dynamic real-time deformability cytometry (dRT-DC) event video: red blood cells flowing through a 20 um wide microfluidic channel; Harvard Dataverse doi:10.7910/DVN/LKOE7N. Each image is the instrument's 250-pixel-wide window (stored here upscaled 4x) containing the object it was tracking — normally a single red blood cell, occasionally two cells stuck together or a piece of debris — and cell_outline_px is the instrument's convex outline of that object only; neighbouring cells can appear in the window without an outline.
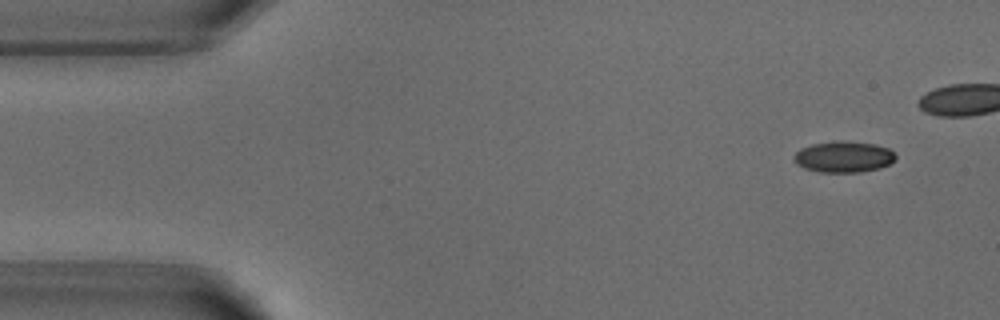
{"species": "common noctule bat (a hibernating species)", "species_latin": "Nyctalus noctula", "temperature_condition": "warm", "stored_images_in_passage": 5, "camera_frame_rate_fps": 3000, "um_per_image_px": 0.085, "animal": {"sex": "male", "body_mass_g": 18.8}, "frame": {"image": 1, "passage_image": 1, "time_ms": 0.0, "image_size_px": [1000, 320], "cell_outline_px": [[896, 156], [888, 164], [880, 168], [860, 172], [820, 172], [804, 168], [796, 164], [792, 160], [796, 152], [800, 148], [812, 144], [836, 140], [840, 140], [876, 144], [888, 148]], "centroid_in_image_um": [71.66, 13.32], "position_along_channel_um": 13.3, "area_um2": 18.5}}
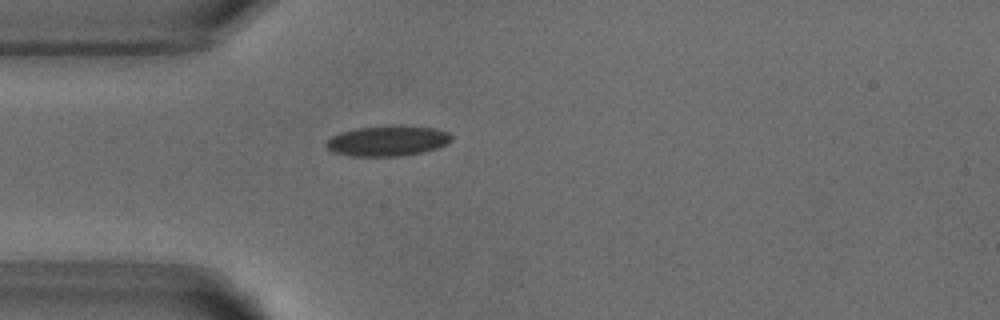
{"frame": {"image": 2, "passage_image": 5, "time_ms": 5.0, "image_size_px": [1000, 320], "cell_outline_px": [[452, 140], [436, 148], [424, 152], [400, 156], [352, 156], [332, 152], [324, 144], [332, 136], [340, 132], [356, 128], [392, 124], [400, 124], [436, 128], [448, 132], [452, 136]], "centroid_in_image_um": [32.95, 11.95], "position_along_channel_um": 52.1, "area_um2": 22.54}}